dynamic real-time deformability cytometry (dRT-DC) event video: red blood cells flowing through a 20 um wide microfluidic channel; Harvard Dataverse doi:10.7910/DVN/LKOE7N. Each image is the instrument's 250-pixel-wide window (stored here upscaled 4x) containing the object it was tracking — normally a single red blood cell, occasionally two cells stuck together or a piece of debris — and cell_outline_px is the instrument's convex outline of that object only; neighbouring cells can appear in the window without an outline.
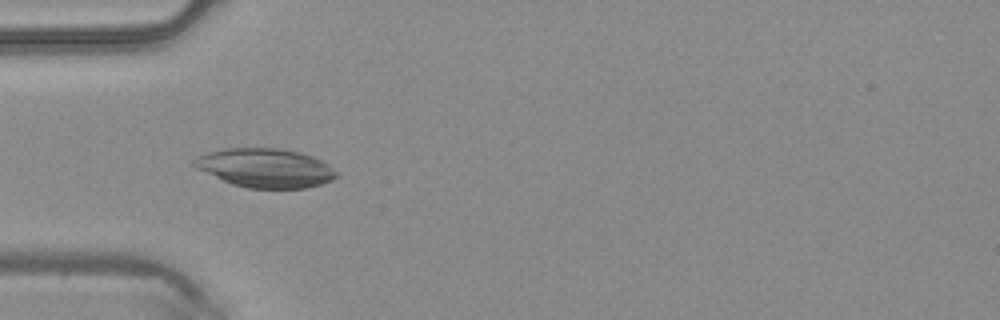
{"species": "common noctule bat (a hibernating species)", "species_latin": "Nyctalus noctula", "temperature_condition": "warm", "stored_images_in_passage": 45, "camera_frame_rate_fps": 3000, "um_per_image_px": 0.085, "animal": {"sex": "male", "body_mass_g": 20.4}, "frame": {"image": 1, "passage_image": 14, "time_ms": 4.333, "image_size_px": [1000, 320], "cell_outline_px": [[336, 176], [332, 180], [308, 188], [248, 188], [232, 184], [196, 168], [192, 164], [192, 160], [196, 156], [224, 148], [276, 148], [300, 152], [312, 156], [328, 164], [336, 172]], "centroid_in_image_um": [22.53, 14.27], "position_along_channel_um": 62.5, "area_um2": 32.14}}
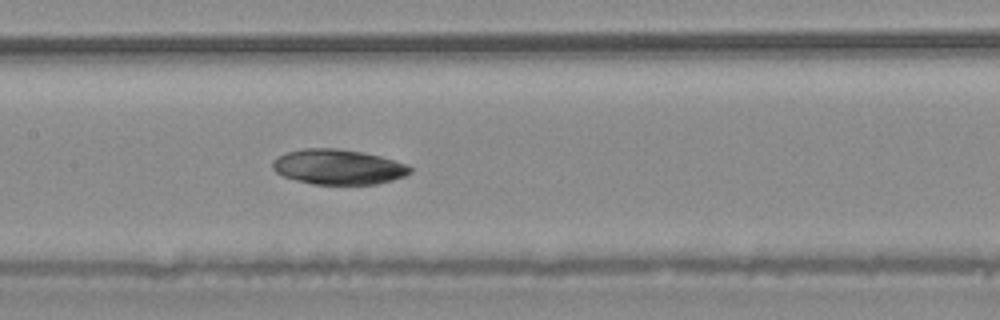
{"frame": {"image": 2, "passage_image": 22, "time_ms": 7.0, "image_size_px": [1000, 320], "cell_outline_px": [[412, 172], [404, 176], [392, 180], [376, 184], [312, 184], [296, 180], [284, 176], [276, 172], [272, 168], [272, 160], [288, 152], [304, 148], [336, 148], [360, 152], [380, 156], [408, 164], [412, 168]], "centroid_in_image_um": [28.76, 14.19], "position_along_channel_um": 178.6, "area_um2": 28.03}}
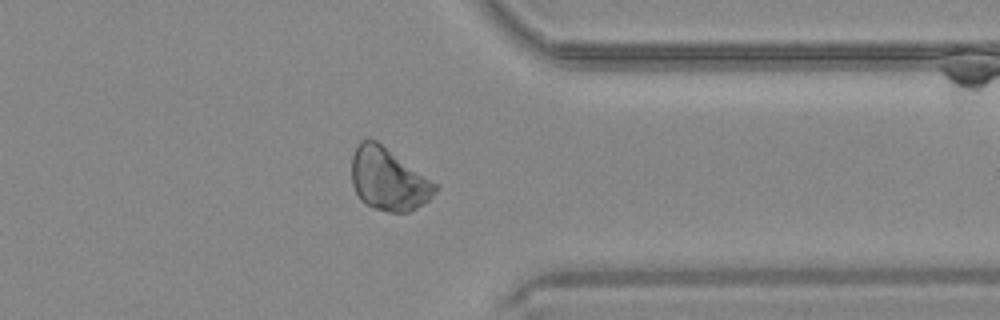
{"frame": {"image": 3, "passage_image": 36, "time_ms": 11.667, "image_size_px": [1000, 320], "cell_outline_px": [[440, 184], [436, 192], [424, 204], [408, 212], [388, 212], [372, 208], [364, 204], [360, 200], [352, 184], [352, 156], [360, 140], [376, 140]], "centroid_in_image_um": [33.04, 15.26], "position_along_channel_um": 378.4, "area_um2": 30.75}}